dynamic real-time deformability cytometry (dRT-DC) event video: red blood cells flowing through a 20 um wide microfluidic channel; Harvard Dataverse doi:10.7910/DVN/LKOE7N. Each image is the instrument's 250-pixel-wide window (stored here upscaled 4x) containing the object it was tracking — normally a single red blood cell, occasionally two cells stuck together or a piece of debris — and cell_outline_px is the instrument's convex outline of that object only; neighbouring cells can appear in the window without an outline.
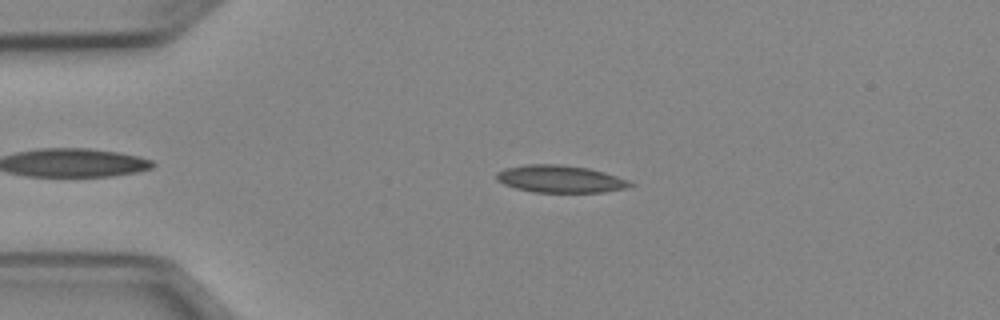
{"species": "Egyptian fruit bat (a non-hibernating species)", "species_latin": "Rousettus aegyptiacus", "temperature_condition": "cold", "stored_images_in_passage": 37, "camera_frame_rate_fps": 3000, "um_per_image_px": 0.085, "animal": {"sex": "female"}, "frame": {"image": 1, "passage_image": 4, "time_ms": 1.0, "image_size_px": [1000, 320], "cell_outline_px": [[636, 184], [628, 188], [604, 192], [532, 192], [516, 188], [504, 184], [496, 180], [496, 172], [504, 168], [524, 164], [560, 164], [588, 168], [604, 172], [628, 180]], "centroid_in_image_um": [47.61, 15.21], "position_along_channel_um": 37.4, "area_um2": 21.44}}
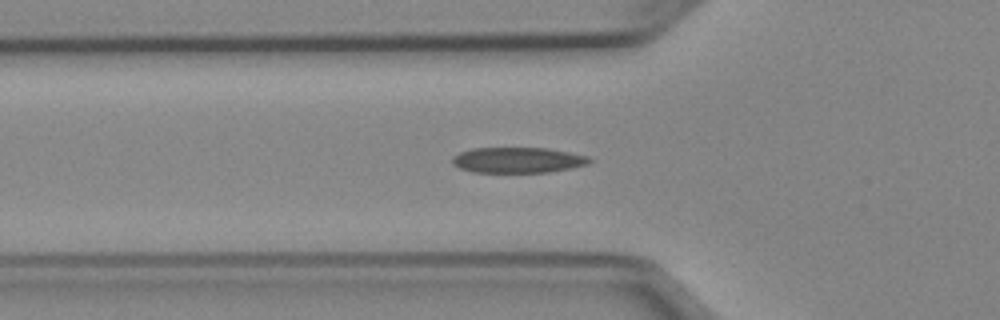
{"frame": {"image": 2, "passage_image": 10, "time_ms": 3.0, "image_size_px": [1000, 320], "cell_outline_px": [[592, 160], [588, 164], [572, 168], [548, 172], [472, 172], [460, 168], [452, 164], [452, 156], [460, 152], [472, 148], [548, 148], [588, 156]], "centroid_in_image_um": [44.0, 13.6], "position_along_channel_um": 81.8, "area_um2": 20.46}}
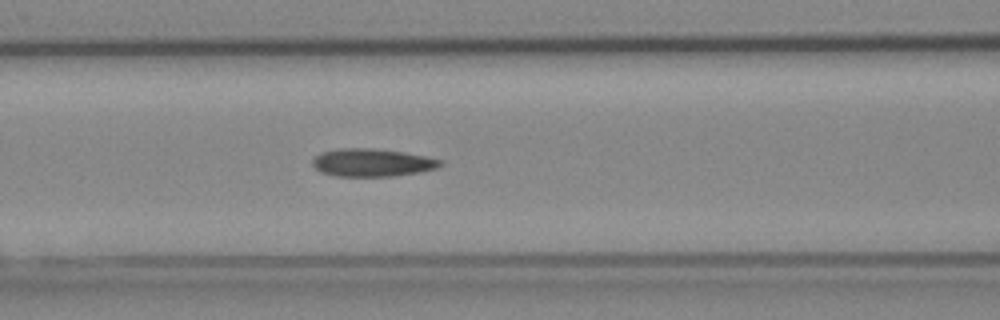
{"frame": {"image": 3, "passage_image": 14, "time_ms": 4.333, "image_size_px": [1000, 320], "cell_outline_px": [[444, 164], [436, 168], [420, 172], [392, 176], [336, 176], [320, 172], [312, 164], [312, 160], [320, 152], [340, 148], [372, 148], [404, 152], [444, 160]], "centroid_in_image_um": [31.64, 13.82], "position_along_channel_um": 135.0, "area_um2": 20.81}, "authors_computed_cell_mechanics": {"area_um2": 20.8658, "velocity_mm_per_s": 3.9539, "shape_relaxation_time_tau1_ms": 8.1538, "shape_relaxation_time_tau2_ms": 6.6906, "deformation_change_tau1": 0.1841, "deformation_change_tau2": 0.1835}}